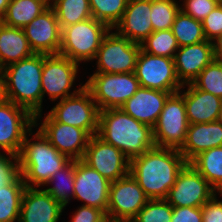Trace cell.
<instances>
[{"instance_id":"9c48e42d","label":"cell","mask_w":222,"mask_h":222,"mask_svg":"<svg viewBox=\"0 0 222 222\" xmlns=\"http://www.w3.org/2000/svg\"><path fill=\"white\" fill-rule=\"evenodd\" d=\"M111 31L103 37L94 58L97 60L95 73H133L140 44Z\"/></svg>"},{"instance_id":"8d00e7d4","label":"cell","mask_w":222,"mask_h":222,"mask_svg":"<svg viewBox=\"0 0 222 222\" xmlns=\"http://www.w3.org/2000/svg\"><path fill=\"white\" fill-rule=\"evenodd\" d=\"M219 3V0H184L180 10L195 20L202 21Z\"/></svg>"},{"instance_id":"b9f144b4","label":"cell","mask_w":222,"mask_h":222,"mask_svg":"<svg viewBox=\"0 0 222 222\" xmlns=\"http://www.w3.org/2000/svg\"><path fill=\"white\" fill-rule=\"evenodd\" d=\"M171 222H202L201 207L173 206Z\"/></svg>"},{"instance_id":"277c9868","label":"cell","mask_w":222,"mask_h":222,"mask_svg":"<svg viewBox=\"0 0 222 222\" xmlns=\"http://www.w3.org/2000/svg\"><path fill=\"white\" fill-rule=\"evenodd\" d=\"M32 133L31 129L24 139L18 163L26 187L39 188L45 186L53 174L66 166L71 159L51 145L39 128L36 133ZM30 135H33L31 139L28 138ZM34 139L35 141H31Z\"/></svg>"},{"instance_id":"7402d4cb","label":"cell","mask_w":222,"mask_h":222,"mask_svg":"<svg viewBox=\"0 0 222 222\" xmlns=\"http://www.w3.org/2000/svg\"><path fill=\"white\" fill-rule=\"evenodd\" d=\"M171 92L140 87L121 109L134 119L154 127Z\"/></svg>"},{"instance_id":"44dd1931","label":"cell","mask_w":222,"mask_h":222,"mask_svg":"<svg viewBox=\"0 0 222 222\" xmlns=\"http://www.w3.org/2000/svg\"><path fill=\"white\" fill-rule=\"evenodd\" d=\"M150 14L151 0H129L122 18L112 30L140 44L153 32Z\"/></svg>"},{"instance_id":"f35d334b","label":"cell","mask_w":222,"mask_h":222,"mask_svg":"<svg viewBox=\"0 0 222 222\" xmlns=\"http://www.w3.org/2000/svg\"><path fill=\"white\" fill-rule=\"evenodd\" d=\"M205 38L212 41L222 33V2H220L202 21Z\"/></svg>"},{"instance_id":"e575fe53","label":"cell","mask_w":222,"mask_h":222,"mask_svg":"<svg viewBox=\"0 0 222 222\" xmlns=\"http://www.w3.org/2000/svg\"><path fill=\"white\" fill-rule=\"evenodd\" d=\"M175 0H151V22L153 31L171 29L180 6Z\"/></svg>"},{"instance_id":"1f68e13d","label":"cell","mask_w":222,"mask_h":222,"mask_svg":"<svg viewBox=\"0 0 222 222\" xmlns=\"http://www.w3.org/2000/svg\"><path fill=\"white\" fill-rule=\"evenodd\" d=\"M141 49L149 54L174 59L179 49L171 29L153 31L143 42Z\"/></svg>"},{"instance_id":"484cf974","label":"cell","mask_w":222,"mask_h":222,"mask_svg":"<svg viewBox=\"0 0 222 222\" xmlns=\"http://www.w3.org/2000/svg\"><path fill=\"white\" fill-rule=\"evenodd\" d=\"M189 163L222 196V146L199 153Z\"/></svg>"},{"instance_id":"ffe728a7","label":"cell","mask_w":222,"mask_h":222,"mask_svg":"<svg viewBox=\"0 0 222 222\" xmlns=\"http://www.w3.org/2000/svg\"><path fill=\"white\" fill-rule=\"evenodd\" d=\"M64 209L44 189L26 187L18 222H58Z\"/></svg>"},{"instance_id":"bcb514c9","label":"cell","mask_w":222,"mask_h":222,"mask_svg":"<svg viewBox=\"0 0 222 222\" xmlns=\"http://www.w3.org/2000/svg\"><path fill=\"white\" fill-rule=\"evenodd\" d=\"M217 121L222 123V104H221V107H220V110H219Z\"/></svg>"},{"instance_id":"f1b7e54d","label":"cell","mask_w":222,"mask_h":222,"mask_svg":"<svg viewBox=\"0 0 222 222\" xmlns=\"http://www.w3.org/2000/svg\"><path fill=\"white\" fill-rule=\"evenodd\" d=\"M75 182V160H71L66 166L58 170L46 182L47 185L54 184L53 187L44 189L64 208L73 199Z\"/></svg>"},{"instance_id":"d6a6232c","label":"cell","mask_w":222,"mask_h":222,"mask_svg":"<svg viewBox=\"0 0 222 222\" xmlns=\"http://www.w3.org/2000/svg\"><path fill=\"white\" fill-rule=\"evenodd\" d=\"M129 0H89L92 18L105 23L110 29L120 21Z\"/></svg>"},{"instance_id":"5bb4252c","label":"cell","mask_w":222,"mask_h":222,"mask_svg":"<svg viewBox=\"0 0 222 222\" xmlns=\"http://www.w3.org/2000/svg\"><path fill=\"white\" fill-rule=\"evenodd\" d=\"M82 160L110 182L129 174L130 159L97 134L90 137Z\"/></svg>"},{"instance_id":"9a60e30c","label":"cell","mask_w":222,"mask_h":222,"mask_svg":"<svg viewBox=\"0 0 222 222\" xmlns=\"http://www.w3.org/2000/svg\"><path fill=\"white\" fill-rule=\"evenodd\" d=\"M217 191L190 164L179 172L166 200L172 206L202 207Z\"/></svg>"},{"instance_id":"d4e9b609","label":"cell","mask_w":222,"mask_h":222,"mask_svg":"<svg viewBox=\"0 0 222 222\" xmlns=\"http://www.w3.org/2000/svg\"><path fill=\"white\" fill-rule=\"evenodd\" d=\"M33 54L23 29L0 22V70Z\"/></svg>"},{"instance_id":"e0dca14e","label":"cell","mask_w":222,"mask_h":222,"mask_svg":"<svg viewBox=\"0 0 222 222\" xmlns=\"http://www.w3.org/2000/svg\"><path fill=\"white\" fill-rule=\"evenodd\" d=\"M44 117L39 129L50 144L71 160L83 159L91 136L82 128L56 122L49 114Z\"/></svg>"},{"instance_id":"d590c367","label":"cell","mask_w":222,"mask_h":222,"mask_svg":"<svg viewBox=\"0 0 222 222\" xmlns=\"http://www.w3.org/2000/svg\"><path fill=\"white\" fill-rule=\"evenodd\" d=\"M173 206L166 199L149 200L131 222H171Z\"/></svg>"},{"instance_id":"74e56055","label":"cell","mask_w":222,"mask_h":222,"mask_svg":"<svg viewBox=\"0 0 222 222\" xmlns=\"http://www.w3.org/2000/svg\"><path fill=\"white\" fill-rule=\"evenodd\" d=\"M19 174L18 156L0 152V188L11 183Z\"/></svg>"},{"instance_id":"7a4b0ae2","label":"cell","mask_w":222,"mask_h":222,"mask_svg":"<svg viewBox=\"0 0 222 222\" xmlns=\"http://www.w3.org/2000/svg\"><path fill=\"white\" fill-rule=\"evenodd\" d=\"M43 54H33L0 70L3 98L26 108L35 116V126L42 118Z\"/></svg>"},{"instance_id":"836d02e7","label":"cell","mask_w":222,"mask_h":222,"mask_svg":"<svg viewBox=\"0 0 222 222\" xmlns=\"http://www.w3.org/2000/svg\"><path fill=\"white\" fill-rule=\"evenodd\" d=\"M191 84L222 99V59L215 58Z\"/></svg>"},{"instance_id":"7bdbcfd3","label":"cell","mask_w":222,"mask_h":222,"mask_svg":"<svg viewBox=\"0 0 222 222\" xmlns=\"http://www.w3.org/2000/svg\"><path fill=\"white\" fill-rule=\"evenodd\" d=\"M213 53L218 59H222V33L212 40Z\"/></svg>"},{"instance_id":"ba28073f","label":"cell","mask_w":222,"mask_h":222,"mask_svg":"<svg viewBox=\"0 0 222 222\" xmlns=\"http://www.w3.org/2000/svg\"><path fill=\"white\" fill-rule=\"evenodd\" d=\"M48 114L56 122L84 129L90 136L98 133L99 109L85 86L61 99Z\"/></svg>"},{"instance_id":"ac0fdd59","label":"cell","mask_w":222,"mask_h":222,"mask_svg":"<svg viewBox=\"0 0 222 222\" xmlns=\"http://www.w3.org/2000/svg\"><path fill=\"white\" fill-rule=\"evenodd\" d=\"M23 30L35 54H59L62 30L52 7L44 10L27 24Z\"/></svg>"},{"instance_id":"8fae6325","label":"cell","mask_w":222,"mask_h":222,"mask_svg":"<svg viewBox=\"0 0 222 222\" xmlns=\"http://www.w3.org/2000/svg\"><path fill=\"white\" fill-rule=\"evenodd\" d=\"M149 200L129 173L111 182L107 219L112 222H131Z\"/></svg>"},{"instance_id":"83f0119b","label":"cell","mask_w":222,"mask_h":222,"mask_svg":"<svg viewBox=\"0 0 222 222\" xmlns=\"http://www.w3.org/2000/svg\"><path fill=\"white\" fill-rule=\"evenodd\" d=\"M26 185L21 174L0 188V222L19 221L21 202Z\"/></svg>"},{"instance_id":"4fadbf2b","label":"cell","mask_w":222,"mask_h":222,"mask_svg":"<svg viewBox=\"0 0 222 222\" xmlns=\"http://www.w3.org/2000/svg\"><path fill=\"white\" fill-rule=\"evenodd\" d=\"M35 128V116L12 101L0 100V149L18 156L27 133Z\"/></svg>"},{"instance_id":"5b68a950","label":"cell","mask_w":222,"mask_h":222,"mask_svg":"<svg viewBox=\"0 0 222 222\" xmlns=\"http://www.w3.org/2000/svg\"><path fill=\"white\" fill-rule=\"evenodd\" d=\"M110 28L94 18L66 26L61 31L59 54L80 64L94 60L103 37Z\"/></svg>"},{"instance_id":"60d3db41","label":"cell","mask_w":222,"mask_h":222,"mask_svg":"<svg viewBox=\"0 0 222 222\" xmlns=\"http://www.w3.org/2000/svg\"><path fill=\"white\" fill-rule=\"evenodd\" d=\"M202 222H222V201L215 193L202 207Z\"/></svg>"},{"instance_id":"4316f807","label":"cell","mask_w":222,"mask_h":222,"mask_svg":"<svg viewBox=\"0 0 222 222\" xmlns=\"http://www.w3.org/2000/svg\"><path fill=\"white\" fill-rule=\"evenodd\" d=\"M47 8L43 0H10L1 22L23 29Z\"/></svg>"},{"instance_id":"6da1fadb","label":"cell","mask_w":222,"mask_h":222,"mask_svg":"<svg viewBox=\"0 0 222 222\" xmlns=\"http://www.w3.org/2000/svg\"><path fill=\"white\" fill-rule=\"evenodd\" d=\"M188 162L178 149L153 147L130 160L129 173L150 199H166Z\"/></svg>"},{"instance_id":"30bf717a","label":"cell","mask_w":222,"mask_h":222,"mask_svg":"<svg viewBox=\"0 0 222 222\" xmlns=\"http://www.w3.org/2000/svg\"><path fill=\"white\" fill-rule=\"evenodd\" d=\"M80 65L60 54L44 55L42 69V94H48L51 101L64 99L78 93L84 86L72 89Z\"/></svg>"},{"instance_id":"f546056e","label":"cell","mask_w":222,"mask_h":222,"mask_svg":"<svg viewBox=\"0 0 222 222\" xmlns=\"http://www.w3.org/2000/svg\"><path fill=\"white\" fill-rule=\"evenodd\" d=\"M171 30L179 47L207 40L204 35L202 22L186 15L181 10L176 14Z\"/></svg>"},{"instance_id":"3957f363","label":"cell","mask_w":222,"mask_h":222,"mask_svg":"<svg viewBox=\"0 0 222 222\" xmlns=\"http://www.w3.org/2000/svg\"><path fill=\"white\" fill-rule=\"evenodd\" d=\"M97 135L121 150L130 160L156 146L153 128L121 108L99 111Z\"/></svg>"},{"instance_id":"52a82bcc","label":"cell","mask_w":222,"mask_h":222,"mask_svg":"<svg viewBox=\"0 0 222 222\" xmlns=\"http://www.w3.org/2000/svg\"><path fill=\"white\" fill-rule=\"evenodd\" d=\"M183 91L171 93L153 127L154 142L157 147L180 149L185 142L188 120Z\"/></svg>"},{"instance_id":"7dc6e473","label":"cell","mask_w":222,"mask_h":222,"mask_svg":"<svg viewBox=\"0 0 222 222\" xmlns=\"http://www.w3.org/2000/svg\"><path fill=\"white\" fill-rule=\"evenodd\" d=\"M3 98V93H2V77L0 73V100Z\"/></svg>"},{"instance_id":"603a6c76","label":"cell","mask_w":222,"mask_h":222,"mask_svg":"<svg viewBox=\"0 0 222 222\" xmlns=\"http://www.w3.org/2000/svg\"><path fill=\"white\" fill-rule=\"evenodd\" d=\"M222 146V123L189 124L184 145L179 149L189 163L199 153Z\"/></svg>"},{"instance_id":"7c38bea8","label":"cell","mask_w":222,"mask_h":222,"mask_svg":"<svg viewBox=\"0 0 222 222\" xmlns=\"http://www.w3.org/2000/svg\"><path fill=\"white\" fill-rule=\"evenodd\" d=\"M134 74L140 87L175 93L185 86L177 79L174 59L140 50Z\"/></svg>"},{"instance_id":"cb8c5ba5","label":"cell","mask_w":222,"mask_h":222,"mask_svg":"<svg viewBox=\"0 0 222 222\" xmlns=\"http://www.w3.org/2000/svg\"><path fill=\"white\" fill-rule=\"evenodd\" d=\"M183 92L184 104L189 124L217 121L222 99L198 88L191 83Z\"/></svg>"},{"instance_id":"d6986e66","label":"cell","mask_w":222,"mask_h":222,"mask_svg":"<svg viewBox=\"0 0 222 222\" xmlns=\"http://www.w3.org/2000/svg\"><path fill=\"white\" fill-rule=\"evenodd\" d=\"M177 52L174 57L175 72L182 85L192 83L200 72L216 58L210 40L179 47Z\"/></svg>"},{"instance_id":"4dcf8cb0","label":"cell","mask_w":222,"mask_h":222,"mask_svg":"<svg viewBox=\"0 0 222 222\" xmlns=\"http://www.w3.org/2000/svg\"><path fill=\"white\" fill-rule=\"evenodd\" d=\"M52 8L61 30L92 17L89 0H58Z\"/></svg>"},{"instance_id":"2e32d148","label":"cell","mask_w":222,"mask_h":222,"mask_svg":"<svg viewBox=\"0 0 222 222\" xmlns=\"http://www.w3.org/2000/svg\"><path fill=\"white\" fill-rule=\"evenodd\" d=\"M111 182L82 159L75 160L73 198L84 201L85 206L103 210L107 214Z\"/></svg>"},{"instance_id":"8992f818","label":"cell","mask_w":222,"mask_h":222,"mask_svg":"<svg viewBox=\"0 0 222 222\" xmlns=\"http://www.w3.org/2000/svg\"><path fill=\"white\" fill-rule=\"evenodd\" d=\"M101 110L118 109L140 88L133 73H93L85 83Z\"/></svg>"},{"instance_id":"f6af8a7d","label":"cell","mask_w":222,"mask_h":222,"mask_svg":"<svg viewBox=\"0 0 222 222\" xmlns=\"http://www.w3.org/2000/svg\"><path fill=\"white\" fill-rule=\"evenodd\" d=\"M48 7H52L58 0H43Z\"/></svg>"},{"instance_id":"ee69618b","label":"cell","mask_w":222,"mask_h":222,"mask_svg":"<svg viewBox=\"0 0 222 222\" xmlns=\"http://www.w3.org/2000/svg\"><path fill=\"white\" fill-rule=\"evenodd\" d=\"M10 0H0V22L3 19Z\"/></svg>"},{"instance_id":"ab89813d","label":"cell","mask_w":222,"mask_h":222,"mask_svg":"<svg viewBox=\"0 0 222 222\" xmlns=\"http://www.w3.org/2000/svg\"><path fill=\"white\" fill-rule=\"evenodd\" d=\"M70 222H108L103 210L82 205L78 207Z\"/></svg>"}]
</instances>
